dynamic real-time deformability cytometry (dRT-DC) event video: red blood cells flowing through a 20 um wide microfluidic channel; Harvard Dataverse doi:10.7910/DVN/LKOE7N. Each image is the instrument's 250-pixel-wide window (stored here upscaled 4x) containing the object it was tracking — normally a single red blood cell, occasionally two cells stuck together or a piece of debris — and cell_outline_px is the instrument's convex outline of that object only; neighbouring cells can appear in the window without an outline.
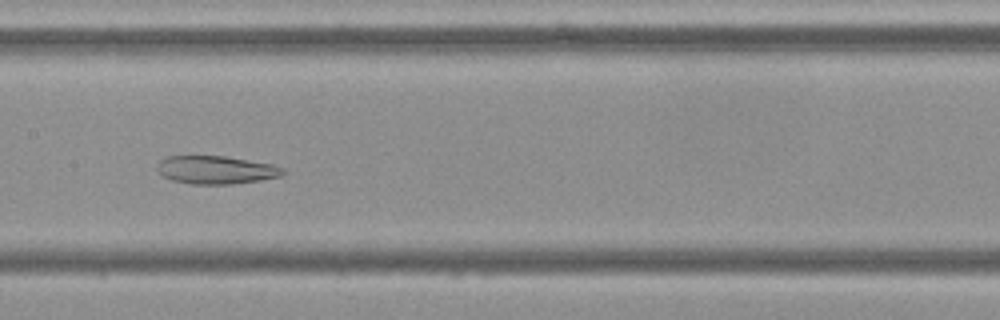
{"species": "Egyptian fruit bat (a non-hibernating species)", "species_latin": "Rousettus aegyptiacus", "temperature_condition": "cold", "stored_images_in_passage": 54, "camera_frame_rate_fps": 3000, "um_per_image_px": 0.085, "frame": {"image": 1, "passage_image": 26, "time_ms": 8.333, "image_size_px": [1000, 320], "cell_outline_px": [[288, 172], [280, 176], [260, 180], [232, 184], [192, 184], [172, 180], [160, 176], [156, 172], [156, 164], [160, 160], [168, 156], [224, 156], [272, 164], [284, 168]], "centroid_in_image_um": [18.32, 14.44], "position_along_channel_um": 189.1, "area_um2": 20.81}}
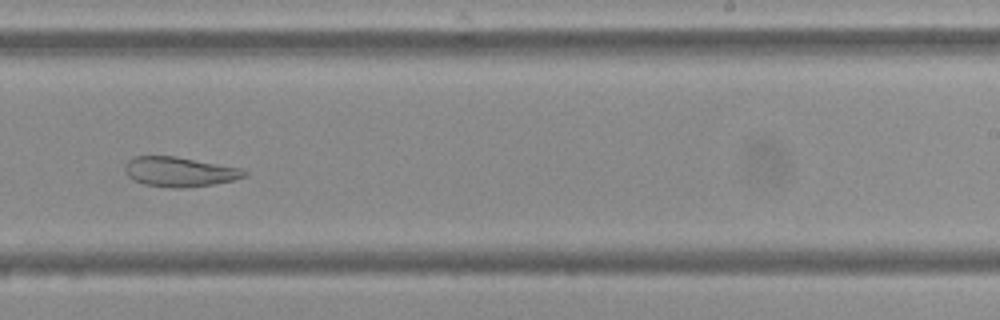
{"frame": {"image": 2, "passage_image": 33, "time_ms": 10.667, "image_size_px": [1000, 320], "cell_outline_px": [[248, 176], [232, 180], [212, 184], [180, 188], [172, 188], [144, 184], [132, 180], [128, 176], [124, 168], [128, 160], [132, 156], [176, 156], [240, 168], [248, 172]], "centroid_in_image_um": [15.23, 14.6], "position_along_channel_um": 273.8, "area_um2": 20.63}}
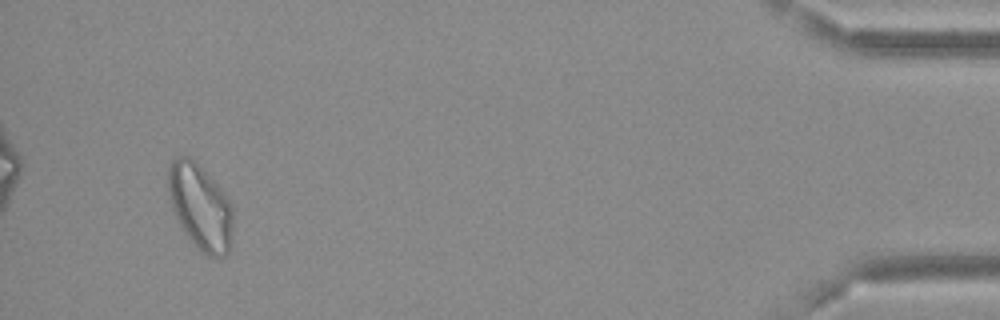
{"frame": {"image": 3, "passage_image": 51, "time_ms": 16.667, "image_size_px": [1000, 320], "cell_outline_px": [[232, 244], [228, 252], [224, 256], [208, 256], [180, 228], [172, 208], [168, 196], [168, 164], [176, 156], [188, 156], [196, 160], [224, 192], [232, 204]], "centroid_in_image_um": [17.01, 17.53], "position_along_channel_um": 418.2, "area_um2": 32.54}, "authors_computed_cell_mechanics": {"area_um2": 28.5532, "velocity_mm_per_s": 3.6394, "shape_relaxation_time_tau1_ms": null, "shape_relaxation_time_tau2_ms": 9.2063, "deformation_change_tau1": null, "deformation_change_tau2": 0.1724}}